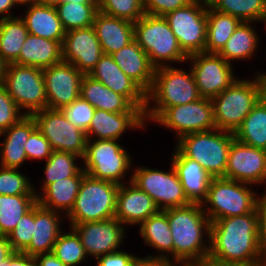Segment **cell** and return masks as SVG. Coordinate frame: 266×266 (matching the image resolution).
<instances>
[{"instance_id": "be15d7a7", "label": "cell", "mask_w": 266, "mask_h": 266, "mask_svg": "<svg viewBox=\"0 0 266 266\" xmlns=\"http://www.w3.org/2000/svg\"><path fill=\"white\" fill-rule=\"evenodd\" d=\"M256 73L262 79V82H266V72L264 73L256 72Z\"/></svg>"}, {"instance_id": "e0dca14e", "label": "cell", "mask_w": 266, "mask_h": 266, "mask_svg": "<svg viewBox=\"0 0 266 266\" xmlns=\"http://www.w3.org/2000/svg\"><path fill=\"white\" fill-rule=\"evenodd\" d=\"M224 178L254 186L266 183V150L234 138L228 152Z\"/></svg>"}, {"instance_id": "681fc988", "label": "cell", "mask_w": 266, "mask_h": 266, "mask_svg": "<svg viewBox=\"0 0 266 266\" xmlns=\"http://www.w3.org/2000/svg\"><path fill=\"white\" fill-rule=\"evenodd\" d=\"M139 258L135 254L121 251H114L105 255L99 256L96 266H132L135 261Z\"/></svg>"}, {"instance_id": "4fadbf2b", "label": "cell", "mask_w": 266, "mask_h": 266, "mask_svg": "<svg viewBox=\"0 0 266 266\" xmlns=\"http://www.w3.org/2000/svg\"><path fill=\"white\" fill-rule=\"evenodd\" d=\"M31 116L53 151L71 152L84 157L86 133L68 121L60 110L43 109L34 112Z\"/></svg>"}, {"instance_id": "03108f58", "label": "cell", "mask_w": 266, "mask_h": 266, "mask_svg": "<svg viewBox=\"0 0 266 266\" xmlns=\"http://www.w3.org/2000/svg\"><path fill=\"white\" fill-rule=\"evenodd\" d=\"M0 266H7V260L1 262V265Z\"/></svg>"}, {"instance_id": "db71d44e", "label": "cell", "mask_w": 266, "mask_h": 266, "mask_svg": "<svg viewBox=\"0 0 266 266\" xmlns=\"http://www.w3.org/2000/svg\"><path fill=\"white\" fill-rule=\"evenodd\" d=\"M34 259L35 266H66L52 252L38 254Z\"/></svg>"}, {"instance_id": "60d3db41", "label": "cell", "mask_w": 266, "mask_h": 266, "mask_svg": "<svg viewBox=\"0 0 266 266\" xmlns=\"http://www.w3.org/2000/svg\"><path fill=\"white\" fill-rule=\"evenodd\" d=\"M69 231L62 232L53 247L52 253L66 266H77L87 262L84 247L81 244L80 237L71 228Z\"/></svg>"}, {"instance_id": "484cf974", "label": "cell", "mask_w": 266, "mask_h": 266, "mask_svg": "<svg viewBox=\"0 0 266 266\" xmlns=\"http://www.w3.org/2000/svg\"><path fill=\"white\" fill-rule=\"evenodd\" d=\"M37 128L36 122L31 115H25L16 124L0 133V166L5 168L19 169L25 164L27 156L25 153V144L30 134Z\"/></svg>"}, {"instance_id": "11a10c76", "label": "cell", "mask_w": 266, "mask_h": 266, "mask_svg": "<svg viewBox=\"0 0 266 266\" xmlns=\"http://www.w3.org/2000/svg\"><path fill=\"white\" fill-rule=\"evenodd\" d=\"M14 252L8 236L0 235V265L1 262L10 258Z\"/></svg>"}, {"instance_id": "5b68a950", "label": "cell", "mask_w": 266, "mask_h": 266, "mask_svg": "<svg viewBox=\"0 0 266 266\" xmlns=\"http://www.w3.org/2000/svg\"><path fill=\"white\" fill-rule=\"evenodd\" d=\"M133 36L155 68L171 66L174 62H187L188 56L179 47L176 36L164 16L145 14L134 23Z\"/></svg>"}, {"instance_id": "ba28073f", "label": "cell", "mask_w": 266, "mask_h": 266, "mask_svg": "<svg viewBox=\"0 0 266 266\" xmlns=\"http://www.w3.org/2000/svg\"><path fill=\"white\" fill-rule=\"evenodd\" d=\"M251 186L224 177H213L207 198L202 203L210 222L255 211L259 195Z\"/></svg>"}, {"instance_id": "603a6c76", "label": "cell", "mask_w": 266, "mask_h": 266, "mask_svg": "<svg viewBox=\"0 0 266 266\" xmlns=\"http://www.w3.org/2000/svg\"><path fill=\"white\" fill-rule=\"evenodd\" d=\"M171 164L181 182L183 191L190 203L202 204L206 198L213 176L198 162L185 157L176 147Z\"/></svg>"}, {"instance_id": "8fae6325", "label": "cell", "mask_w": 266, "mask_h": 266, "mask_svg": "<svg viewBox=\"0 0 266 266\" xmlns=\"http://www.w3.org/2000/svg\"><path fill=\"white\" fill-rule=\"evenodd\" d=\"M207 8V1L194 0L164 16L176 36L179 47L187 56L205 52Z\"/></svg>"}, {"instance_id": "7c38bea8", "label": "cell", "mask_w": 266, "mask_h": 266, "mask_svg": "<svg viewBox=\"0 0 266 266\" xmlns=\"http://www.w3.org/2000/svg\"><path fill=\"white\" fill-rule=\"evenodd\" d=\"M130 175L131 183L145 191L155 202L159 210L190 204L183 191L181 182L173 166L169 172L136 167Z\"/></svg>"}, {"instance_id": "30bf717a", "label": "cell", "mask_w": 266, "mask_h": 266, "mask_svg": "<svg viewBox=\"0 0 266 266\" xmlns=\"http://www.w3.org/2000/svg\"><path fill=\"white\" fill-rule=\"evenodd\" d=\"M2 86L25 115L47 109L43 69L8 64Z\"/></svg>"}, {"instance_id": "680465c9", "label": "cell", "mask_w": 266, "mask_h": 266, "mask_svg": "<svg viewBox=\"0 0 266 266\" xmlns=\"http://www.w3.org/2000/svg\"><path fill=\"white\" fill-rule=\"evenodd\" d=\"M201 266H263V264H221L218 262H206Z\"/></svg>"}, {"instance_id": "3957f363", "label": "cell", "mask_w": 266, "mask_h": 266, "mask_svg": "<svg viewBox=\"0 0 266 266\" xmlns=\"http://www.w3.org/2000/svg\"><path fill=\"white\" fill-rule=\"evenodd\" d=\"M202 98L191 68L170 66L155 69L153 84L146 94L145 121L152 122L166 109ZM153 103V104H152Z\"/></svg>"}, {"instance_id": "9a60e30c", "label": "cell", "mask_w": 266, "mask_h": 266, "mask_svg": "<svg viewBox=\"0 0 266 266\" xmlns=\"http://www.w3.org/2000/svg\"><path fill=\"white\" fill-rule=\"evenodd\" d=\"M153 122L183 135L215 129L213 104L209 98L166 108Z\"/></svg>"}, {"instance_id": "83f0119b", "label": "cell", "mask_w": 266, "mask_h": 266, "mask_svg": "<svg viewBox=\"0 0 266 266\" xmlns=\"http://www.w3.org/2000/svg\"><path fill=\"white\" fill-rule=\"evenodd\" d=\"M93 27L104 54L111 55L133 39L134 23L97 12Z\"/></svg>"}, {"instance_id": "6f0895ef", "label": "cell", "mask_w": 266, "mask_h": 266, "mask_svg": "<svg viewBox=\"0 0 266 266\" xmlns=\"http://www.w3.org/2000/svg\"><path fill=\"white\" fill-rule=\"evenodd\" d=\"M8 63L0 55V86L3 85Z\"/></svg>"}, {"instance_id": "1f68e13d", "label": "cell", "mask_w": 266, "mask_h": 266, "mask_svg": "<svg viewBox=\"0 0 266 266\" xmlns=\"http://www.w3.org/2000/svg\"><path fill=\"white\" fill-rule=\"evenodd\" d=\"M140 236L144 244L155 248L157 255L147 254L145 257L169 259L173 258V239L169 228L167 214L160 210L155 215L149 216L139 226ZM171 259H170V258Z\"/></svg>"}, {"instance_id": "9f6ffc18", "label": "cell", "mask_w": 266, "mask_h": 266, "mask_svg": "<svg viewBox=\"0 0 266 266\" xmlns=\"http://www.w3.org/2000/svg\"><path fill=\"white\" fill-rule=\"evenodd\" d=\"M15 5L14 0H0V19L17 17L12 12L14 7H16Z\"/></svg>"}, {"instance_id": "d4e9b609", "label": "cell", "mask_w": 266, "mask_h": 266, "mask_svg": "<svg viewBox=\"0 0 266 266\" xmlns=\"http://www.w3.org/2000/svg\"><path fill=\"white\" fill-rule=\"evenodd\" d=\"M111 56L120 69L147 94L152 87L156 68L138 43L133 39Z\"/></svg>"}, {"instance_id": "74e56055", "label": "cell", "mask_w": 266, "mask_h": 266, "mask_svg": "<svg viewBox=\"0 0 266 266\" xmlns=\"http://www.w3.org/2000/svg\"><path fill=\"white\" fill-rule=\"evenodd\" d=\"M208 4L243 22L264 23L266 28V0H209Z\"/></svg>"}, {"instance_id": "4316f807", "label": "cell", "mask_w": 266, "mask_h": 266, "mask_svg": "<svg viewBox=\"0 0 266 266\" xmlns=\"http://www.w3.org/2000/svg\"><path fill=\"white\" fill-rule=\"evenodd\" d=\"M80 97L95 109L111 113H144L135 107L125 96L117 94L89 74H84L80 85Z\"/></svg>"}, {"instance_id": "e7e4bbea", "label": "cell", "mask_w": 266, "mask_h": 266, "mask_svg": "<svg viewBox=\"0 0 266 266\" xmlns=\"http://www.w3.org/2000/svg\"><path fill=\"white\" fill-rule=\"evenodd\" d=\"M263 83V97L266 99V82Z\"/></svg>"}, {"instance_id": "ee69618b", "label": "cell", "mask_w": 266, "mask_h": 266, "mask_svg": "<svg viewBox=\"0 0 266 266\" xmlns=\"http://www.w3.org/2000/svg\"><path fill=\"white\" fill-rule=\"evenodd\" d=\"M60 111L68 121L86 133L94 117L95 108L83 98L78 97L70 105L62 107Z\"/></svg>"}, {"instance_id": "816d5d0a", "label": "cell", "mask_w": 266, "mask_h": 266, "mask_svg": "<svg viewBox=\"0 0 266 266\" xmlns=\"http://www.w3.org/2000/svg\"><path fill=\"white\" fill-rule=\"evenodd\" d=\"M7 266H35V259L33 256L22 252H14L7 259Z\"/></svg>"}, {"instance_id": "9c48e42d", "label": "cell", "mask_w": 266, "mask_h": 266, "mask_svg": "<svg viewBox=\"0 0 266 266\" xmlns=\"http://www.w3.org/2000/svg\"><path fill=\"white\" fill-rule=\"evenodd\" d=\"M129 154L118 140H87L81 167L93 178L121 185L132 167Z\"/></svg>"}, {"instance_id": "6da1fadb", "label": "cell", "mask_w": 266, "mask_h": 266, "mask_svg": "<svg viewBox=\"0 0 266 266\" xmlns=\"http://www.w3.org/2000/svg\"><path fill=\"white\" fill-rule=\"evenodd\" d=\"M265 260L259 238L257 209L248 214L211 222L207 262L264 264Z\"/></svg>"}, {"instance_id": "bcb514c9", "label": "cell", "mask_w": 266, "mask_h": 266, "mask_svg": "<svg viewBox=\"0 0 266 266\" xmlns=\"http://www.w3.org/2000/svg\"><path fill=\"white\" fill-rule=\"evenodd\" d=\"M25 116L7 90L0 86V133L9 129Z\"/></svg>"}, {"instance_id": "277c9868", "label": "cell", "mask_w": 266, "mask_h": 266, "mask_svg": "<svg viewBox=\"0 0 266 266\" xmlns=\"http://www.w3.org/2000/svg\"><path fill=\"white\" fill-rule=\"evenodd\" d=\"M250 80L238 78L229 88L211 99L215 129L235 133L263 97L262 79L255 74Z\"/></svg>"}, {"instance_id": "f5cc1de1", "label": "cell", "mask_w": 266, "mask_h": 266, "mask_svg": "<svg viewBox=\"0 0 266 266\" xmlns=\"http://www.w3.org/2000/svg\"><path fill=\"white\" fill-rule=\"evenodd\" d=\"M132 266H181L169 259L140 257Z\"/></svg>"}, {"instance_id": "c3c4849f", "label": "cell", "mask_w": 266, "mask_h": 266, "mask_svg": "<svg viewBox=\"0 0 266 266\" xmlns=\"http://www.w3.org/2000/svg\"><path fill=\"white\" fill-rule=\"evenodd\" d=\"M193 1L194 0H143V8L145 14L165 16L167 13L183 8Z\"/></svg>"}, {"instance_id": "8992f818", "label": "cell", "mask_w": 266, "mask_h": 266, "mask_svg": "<svg viewBox=\"0 0 266 266\" xmlns=\"http://www.w3.org/2000/svg\"><path fill=\"white\" fill-rule=\"evenodd\" d=\"M234 133L212 129L183 135L176 148L185 156L198 162L213 177H224L228 152Z\"/></svg>"}, {"instance_id": "7402d4cb", "label": "cell", "mask_w": 266, "mask_h": 266, "mask_svg": "<svg viewBox=\"0 0 266 266\" xmlns=\"http://www.w3.org/2000/svg\"><path fill=\"white\" fill-rule=\"evenodd\" d=\"M146 125L144 113H111L95 109L86 136L87 140H118L126 130L144 129Z\"/></svg>"}, {"instance_id": "f6af8a7d", "label": "cell", "mask_w": 266, "mask_h": 266, "mask_svg": "<svg viewBox=\"0 0 266 266\" xmlns=\"http://www.w3.org/2000/svg\"><path fill=\"white\" fill-rule=\"evenodd\" d=\"M34 224V207L23 215L16 228L8 235L9 242L15 252H22L31 242Z\"/></svg>"}, {"instance_id": "d6986e66", "label": "cell", "mask_w": 266, "mask_h": 266, "mask_svg": "<svg viewBox=\"0 0 266 266\" xmlns=\"http://www.w3.org/2000/svg\"><path fill=\"white\" fill-rule=\"evenodd\" d=\"M61 48L62 60L83 74H90L104 55L93 26L66 31Z\"/></svg>"}, {"instance_id": "ab89813d", "label": "cell", "mask_w": 266, "mask_h": 266, "mask_svg": "<svg viewBox=\"0 0 266 266\" xmlns=\"http://www.w3.org/2000/svg\"><path fill=\"white\" fill-rule=\"evenodd\" d=\"M59 19L65 31L93 26L98 3L62 2L56 6Z\"/></svg>"}, {"instance_id": "6125c7cd", "label": "cell", "mask_w": 266, "mask_h": 266, "mask_svg": "<svg viewBox=\"0 0 266 266\" xmlns=\"http://www.w3.org/2000/svg\"><path fill=\"white\" fill-rule=\"evenodd\" d=\"M64 2H72V3H98V0H64Z\"/></svg>"}, {"instance_id": "4dcf8cb0", "label": "cell", "mask_w": 266, "mask_h": 266, "mask_svg": "<svg viewBox=\"0 0 266 266\" xmlns=\"http://www.w3.org/2000/svg\"><path fill=\"white\" fill-rule=\"evenodd\" d=\"M62 61V48L58 41L49 40L28 34L19 58L14 62L17 65L48 68Z\"/></svg>"}, {"instance_id": "52a82bcc", "label": "cell", "mask_w": 266, "mask_h": 266, "mask_svg": "<svg viewBox=\"0 0 266 266\" xmlns=\"http://www.w3.org/2000/svg\"><path fill=\"white\" fill-rule=\"evenodd\" d=\"M119 184L85 174L71 211L64 216L70 224L114 218Z\"/></svg>"}, {"instance_id": "5bb4252c", "label": "cell", "mask_w": 266, "mask_h": 266, "mask_svg": "<svg viewBox=\"0 0 266 266\" xmlns=\"http://www.w3.org/2000/svg\"><path fill=\"white\" fill-rule=\"evenodd\" d=\"M187 62L191 64L202 98L218 96L238 79L234 76L233 65L217 53H194L188 56Z\"/></svg>"}, {"instance_id": "f546056e", "label": "cell", "mask_w": 266, "mask_h": 266, "mask_svg": "<svg viewBox=\"0 0 266 266\" xmlns=\"http://www.w3.org/2000/svg\"><path fill=\"white\" fill-rule=\"evenodd\" d=\"M86 173H76L73 177L48 184L38 195L37 203L48 210L67 215L75 202L82 179Z\"/></svg>"}, {"instance_id": "7dc6e473", "label": "cell", "mask_w": 266, "mask_h": 266, "mask_svg": "<svg viewBox=\"0 0 266 266\" xmlns=\"http://www.w3.org/2000/svg\"><path fill=\"white\" fill-rule=\"evenodd\" d=\"M24 148L27 161L30 159L47 160L53 152L50 143L37 128L30 134Z\"/></svg>"}, {"instance_id": "44dd1931", "label": "cell", "mask_w": 266, "mask_h": 266, "mask_svg": "<svg viewBox=\"0 0 266 266\" xmlns=\"http://www.w3.org/2000/svg\"><path fill=\"white\" fill-rule=\"evenodd\" d=\"M89 75L145 111L146 93L120 69L111 55L104 54Z\"/></svg>"}, {"instance_id": "b9f144b4", "label": "cell", "mask_w": 266, "mask_h": 266, "mask_svg": "<svg viewBox=\"0 0 266 266\" xmlns=\"http://www.w3.org/2000/svg\"><path fill=\"white\" fill-rule=\"evenodd\" d=\"M98 10L133 23L145 15L143 0H98Z\"/></svg>"}, {"instance_id": "d590c367", "label": "cell", "mask_w": 266, "mask_h": 266, "mask_svg": "<svg viewBox=\"0 0 266 266\" xmlns=\"http://www.w3.org/2000/svg\"><path fill=\"white\" fill-rule=\"evenodd\" d=\"M36 204V194L0 195V235L8 236Z\"/></svg>"}, {"instance_id": "f907efd6", "label": "cell", "mask_w": 266, "mask_h": 266, "mask_svg": "<svg viewBox=\"0 0 266 266\" xmlns=\"http://www.w3.org/2000/svg\"><path fill=\"white\" fill-rule=\"evenodd\" d=\"M257 211L259 215V238L260 244L266 255V190L257 199Z\"/></svg>"}, {"instance_id": "cb8c5ba5", "label": "cell", "mask_w": 266, "mask_h": 266, "mask_svg": "<svg viewBox=\"0 0 266 266\" xmlns=\"http://www.w3.org/2000/svg\"><path fill=\"white\" fill-rule=\"evenodd\" d=\"M60 212L48 210L38 203L34 206L33 235L30 244L22 253L35 257L50 253L58 236L63 232Z\"/></svg>"}, {"instance_id": "f1b7e54d", "label": "cell", "mask_w": 266, "mask_h": 266, "mask_svg": "<svg viewBox=\"0 0 266 266\" xmlns=\"http://www.w3.org/2000/svg\"><path fill=\"white\" fill-rule=\"evenodd\" d=\"M26 9L24 16L20 18L25 22L28 32L38 37L58 41L62 45L66 31L56 7L35 3L28 5Z\"/></svg>"}, {"instance_id": "e575fe53", "label": "cell", "mask_w": 266, "mask_h": 266, "mask_svg": "<svg viewBox=\"0 0 266 266\" xmlns=\"http://www.w3.org/2000/svg\"><path fill=\"white\" fill-rule=\"evenodd\" d=\"M234 136L246 145L266 150V99L264 97L247 115Z\"/></svg>"}, {"instance_id": "2e32d148", "label": "cell", "mask_w": 266, "mask_h": 266, "mask_svg": "<svg viewBox=\"0 0 266 266\" xmlns=\"http://www.w3.org/2000/svg\"><path fill=\"white\" fill-rule=\"evenodd\" d=\"M69 225L80 237L86 255L94 259L118 251L127 232L125 226L115 217L103 221Z\"/></svg>"}, {"instance_id": "7bdbcfd3", "label": "cell", "mask_w": 266, "mask_h": 266, "mask_svg": "<svg viewBox=\"0 0 266 266\" xmlns=\"http://www.w3.org/2000/svg\"><path fill=\"white\" fill-rule=\"evenodd\" d=\"M34 186L18 169L0 166V195L35 194Z\"/></svg>"}, {"instance_id": "ac0fdd59", "label": "cell", "mask_w": 266, "mask_h": 266, "mask_svg": "<svg viewBox=\"0 0 266 266\" xmlns=\"http://www.w3.org/2000/svg\"><path fill=\"white\" fill-rule=\"evenodd\" d=\"M83 76L73 64L63 60L43 69L47 109L60 110L80 97Z\"/></svg>"}, {"instance_id": "836d02e7", "label": "cell", "mask_w": 266, "mask_h": 266, "mask_svg": "<svg viewBox=\"0 0 266 266\" xmlns=\"http://www.w3.org/2000/svg\"><path fill=\"white\" fill-rule=\"evenodd\" d=\"M242 21L234 16L207 8L206 53H219Z\"/></svg>"}, {"instance_id": "91938a15", "label": "cell", "mask_w": 266, "mask_h": 266, "mask_svg": "<svg viewBox=\"0 0 266 266\" xmlns=\"http://www.w3.org/2000/svg\"><path fill=\"white\" fill-rule=\"evenodd\" d=\"M64 0H37V3L42 5L54 6L56 7L58 4H61Z\"/></svg>"}, {"instance_id": "ffe728a7", "label": "cell", "mask_w": 266, "mask_h": 266, "mask_svg": "<svg viewBox=\"0 0 266 266\" xmlns=\"http://www.w3.org/2000/svg\"><path fill=\"white\" fill-rule=\"evenodd\" d=\"M159 211L154 200L131 183V180L119 186L114 217L125 227L140 225Z\"/></svg>"}, {"instance_id": "94428289", "label": "cell", "mask_w": 266, "mask_h": 266, "mask_svg": "<svg viewBox=\"0 0 266 266\" xmlns=\"http://www.w3.org/2000/svg\"><path fill=\"white\" fill-rule=\"evenodd\" d=\"M14 2L16 3V6L21 5L25 7L37 3V0H14Z\"/></svg>"}, {"instance_id": "d6a6232c", "label": "cell", "mask_w": 266, "mask_h": 266, "mask_svg": "<svg viewBox=\"0 0 266 266\" xmlns=\"http://www.w3.org/2000/svg\"><path fill=\"white\" fill-rule=\"evenodd\" d=\"M255 22H241L225 46L218 53L228 63L233 64L236 60H249L259 48V35L253 25ZM259 42V43H258Z\"/></svg>"}, {"instance_id": "8d00e7d4", "label": "cell", "mask_w": 266, "mask_h": 266, "mask_svg": "<svg viewBox=\"0 0 266 266\" xmlns=\"http://www.w3.org/2000/svg\"><path fill=\"white\" fill-rule=\"evenodd\" d=\"M29 32L19 17L0 19V55L8 63H14Z\"/></svg>"}, {"instance_id": "7a4b0ae2", "label": "cell", "mask_w": 266, "mask_h": 266, "mask_svg": "<svg viewBox=\"0 0 266 266\" xmlns=\"http://www.w3.org/2000/svg\"><path fill=\"white\" fill-rule=\"evenodd\" d=\"M163 211L167 214L173 239L172 261L181 266H201L206 263L210 250L211 222L202 204L190 203Z\"/></svg>"}, {"instance_id": "f35d334b", "label": "cell", "mask_w": 266, "mask_h": 266, "mask_svg": "<svg viewBox=\"0 0 266 266\" xmlns=\"http://www.w3.org/2000/svg\"><path fill=\"white\" fill-rule=\"evenodd\" d=\"M82 160V157L77 154L65 151H53L51 156L45 160L44 165V177L42 181V187L39 191L34 192L36 195L40 193L48 184H51L57 180H61L68 177H73L76 173H85L83 168L77 165L76 160Z\"/></svg>"}]
</instances>
